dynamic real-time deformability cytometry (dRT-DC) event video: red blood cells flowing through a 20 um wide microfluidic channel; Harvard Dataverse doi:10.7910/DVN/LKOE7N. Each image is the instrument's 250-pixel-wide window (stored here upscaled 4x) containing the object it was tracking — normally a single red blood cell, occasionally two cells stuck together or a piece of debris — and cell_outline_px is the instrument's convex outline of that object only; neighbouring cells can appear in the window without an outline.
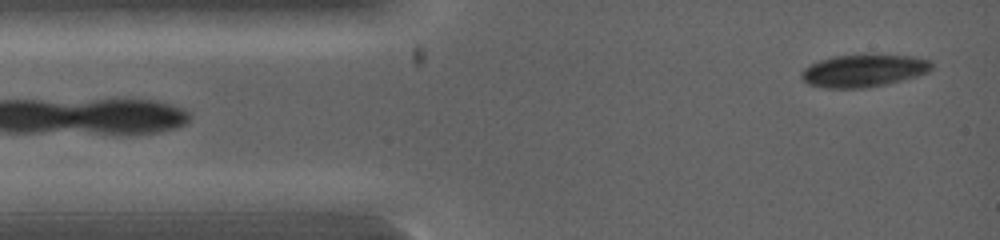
{"species": "common noctule bat (a hibernating species)", "species_latin": "Nyctalus noctula", "temperature_condition": "warm", "stored_images_in_passage": 17, "camera_frame_rate_fps": 5000, "um_per_image_px": 0.085, "animal": {"sex": "female", "body_mass_g": 19.0, "forearm_length_mm": 53.3}, "frame": {"image": 1, "passage_image": 1, "time_ms": 0.0, "image_size_px": [1000, 240], "cell_outline_px": [[932, 68], [928, 72], [916, 76], [884, 84], [864, 88], [828, 88], [808, 84], [800, 76], [800, 72], [804, 68], [820, 60], [832, 56], [864, 52], [916, 56], [932, 60]], "centroid_in_image_um": [73.43, 5.95], "position_along_channel_um": 11.6, "area_um2": 25.37}}
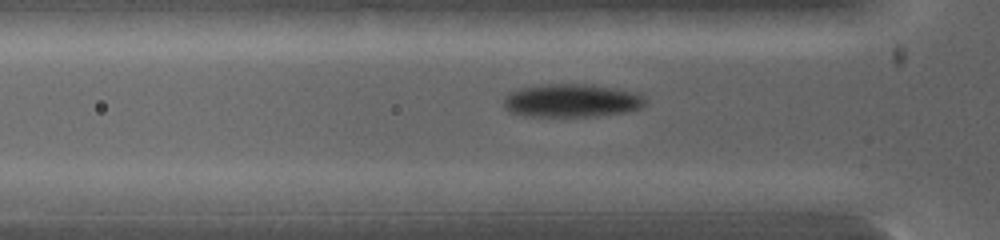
{"frame": {"image": 2, "passage_image": 8, "time_ms": 2.0, "image_size_px": [1000, 240], "cell_outline_px": [[644, 104], [640, 108], [628, 112], [596, 116], [524, 116], [508, 112], [504, 108], [504, 96], [508, 92], [520, 88], [548, 84], [592, 84], [640, 92], [644, 96]], "centroid_in_image_um": [48.59, 8.55], "position_along_channel_um": 77.2, "area_um2": 27.8}}
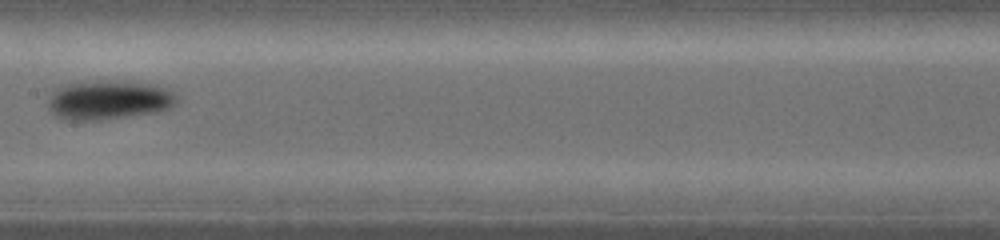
{"frame": {"image": 3, "passage_image": 15, "time_ms": 4.0, "image_size_px": [1000, 240], "cell_outline_px": [[180, 100], [176, 104], [160, 112], [92, 120], [68, 120], [56, 116], [48, 108], [48, 100], [52, 92], [64, 84], [108, 80], [128, 80], [156, 84], [168, 88], [176, 92]], "centroid_in_image_um": [9.33, 8.47], "position_along_channel_um": 198.1, "area_um2": 29.88}}